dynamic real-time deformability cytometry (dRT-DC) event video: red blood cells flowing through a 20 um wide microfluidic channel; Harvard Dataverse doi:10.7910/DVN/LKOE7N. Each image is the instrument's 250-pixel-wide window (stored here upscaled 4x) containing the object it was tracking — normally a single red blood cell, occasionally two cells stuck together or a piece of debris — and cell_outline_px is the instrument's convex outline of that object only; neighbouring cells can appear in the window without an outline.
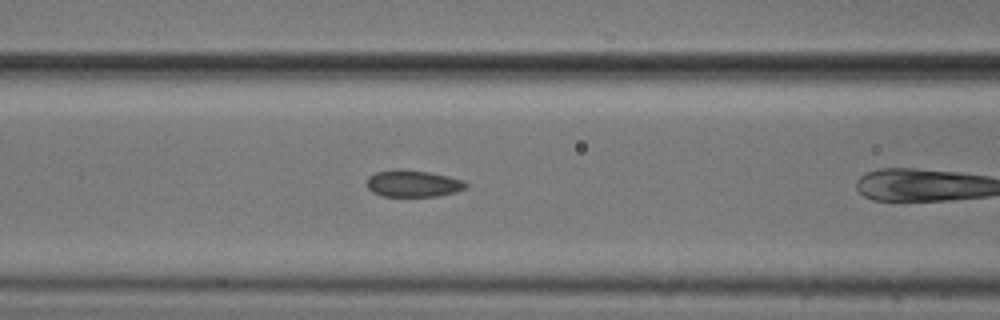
{"species": "common noctule bat (a hibernating species)", "species_latin": "Nyctalus noctula", "temperature_condition": "cold", "stored_images_in_passage": 11, "segment_of_instrument_passage": [2, 2], "camera_frame_rate_fps": 3000, "um_per_image_px": 0.085, "animal": {"sex": "male", "body_mass_g": 20.5, "forearm_length_mm": 52.5}, "frame": {"image": 1, "passage_image": 10, "time_ms": 3.0, "image_size_px": [1000, 320], "cell_outline_px": [[468, 188], [456, 192], [436, 196], [384, 196], [372, 192], [364, 184], [368, 176], [376, 172], [396, 168], [400, 168], [428, 172], [448, 176], [464, 180], [468, 184]], "centroid_in_image_um": [35.09, 15.59], "position_along_channel_um": 131.5, "area_um2": 15.78}}